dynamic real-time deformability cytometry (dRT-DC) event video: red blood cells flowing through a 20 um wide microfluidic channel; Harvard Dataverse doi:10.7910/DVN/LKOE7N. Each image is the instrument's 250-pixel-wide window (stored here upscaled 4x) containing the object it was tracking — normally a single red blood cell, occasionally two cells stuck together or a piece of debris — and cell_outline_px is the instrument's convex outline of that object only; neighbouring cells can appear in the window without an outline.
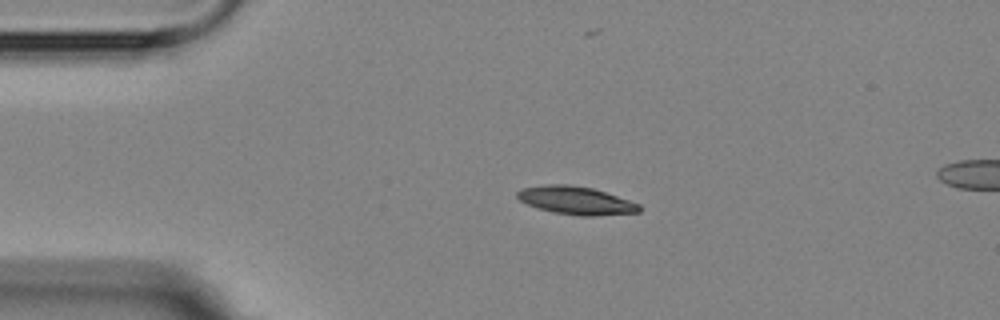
{"species": "Egyptian fruit bat (a non-hibernating species)", "species_latin": "Rousettus aegyptiacus", "temperature_condition": "room temperature", "stored_images_in_passage": 5, "segment_of_instrument_passage": [1, 2], "camera_frame_rate_fps": 3000, "um_per_image_px": 0.085, "animal": {"sex": "female"}, "frame": {"image": 1, "passage_image": 3, "time_ms": 2.333, "image_size_px": [1000, 320], "cell_outline_px": [[640, 212], [592, 216], [580, 216], [552, 212], [536, 208], [520, 200], [516, 196], [516, 192], [524, 188], [548, 184], [564, 184], [592, 188], [640, 204]], "centroid_in_image_um": [48.94, 17.05], "position_along_channel_um": 36.1, "area_um2": 19.71}}